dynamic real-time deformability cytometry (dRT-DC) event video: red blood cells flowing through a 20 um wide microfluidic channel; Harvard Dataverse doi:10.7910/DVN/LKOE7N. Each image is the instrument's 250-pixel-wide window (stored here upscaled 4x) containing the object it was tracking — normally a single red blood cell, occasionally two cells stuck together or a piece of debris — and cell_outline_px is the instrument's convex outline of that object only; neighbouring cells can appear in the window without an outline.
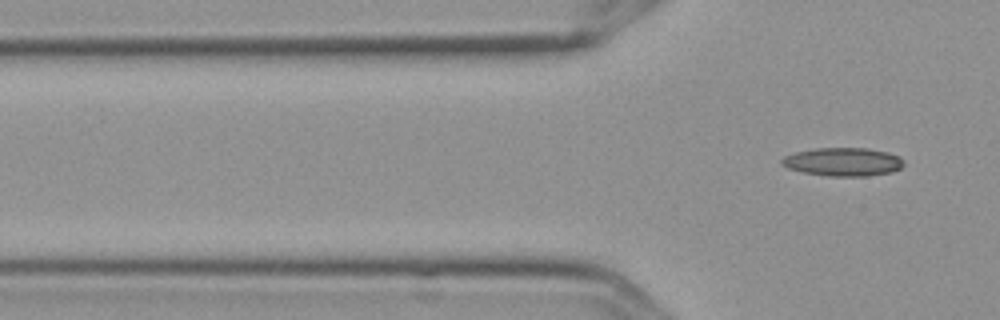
{"species": "Egyptian fruit bat (a non-hibernating species)", "species_latin": "Rousettus aegyptiacus", "temperature_condition": "cold", "stored_images_in_passage": 7, "camera_frame_rate_fps": 3000, "um_per_image_px": 0.085, "frame": {"image": 1, "passage_image": 7, "time_ms": 2.0, "image_size_px": [1000, 320], "cell_outline_px": [[904, 164], [900, 168], [892, 172], [868, 176], [828, 176], [804, 172], [788, 168], [780, 164], [780, 160], [784, 156], [796, 152], [816, 148], [868, 148], [888, 152], [900, 156], [904, 160]], "centroid_in_image_um": [71.68, 13.75], "position_along_channel_um": 54.1, "area_um2": 20.29}}